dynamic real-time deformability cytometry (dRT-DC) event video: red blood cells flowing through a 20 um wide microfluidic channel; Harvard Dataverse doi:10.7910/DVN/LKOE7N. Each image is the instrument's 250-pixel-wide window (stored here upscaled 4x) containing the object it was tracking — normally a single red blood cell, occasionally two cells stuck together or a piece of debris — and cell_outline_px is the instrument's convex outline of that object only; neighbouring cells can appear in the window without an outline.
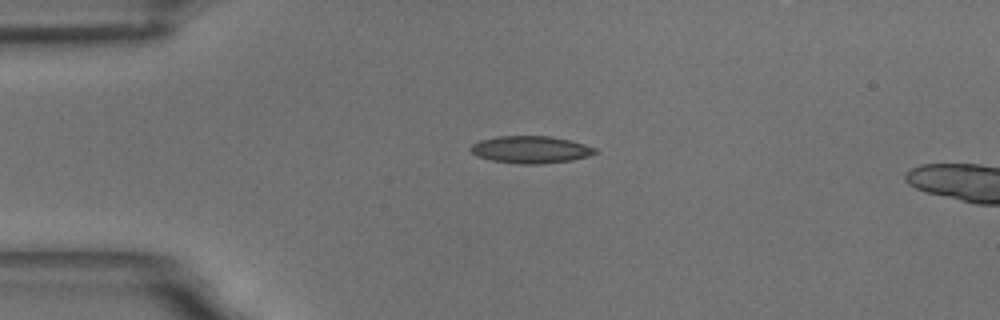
{"species": "common noctule bat (a hibernating species)", "species_latin": "Nyctalus noctula", "temperature_condition": "room temperature", "stored_images_in_passage": 2, "camera_frame_rate_fps": 3000, "um_per_image_px": 0.085, "animal": {"sex": "male", "body_mass_g": 18.8}, "frame": {"image": 1, "passage_image": 1, "time_ms": 0.0, "image_size_px": [1000, 320], "cell_outline_px": [[600, 152], [588, 156], [572, 160], [540, 164], [520, 164], [492, 160], [476, 156], [468, 148], [472, 144], [480, 140], [496, 136], [552, 136], [572, 140], [596, 148]], "centroid_in_image_um": [45.12, 12.71], "position_along_channel_um": 39.9, "area_um2": 19.94}}